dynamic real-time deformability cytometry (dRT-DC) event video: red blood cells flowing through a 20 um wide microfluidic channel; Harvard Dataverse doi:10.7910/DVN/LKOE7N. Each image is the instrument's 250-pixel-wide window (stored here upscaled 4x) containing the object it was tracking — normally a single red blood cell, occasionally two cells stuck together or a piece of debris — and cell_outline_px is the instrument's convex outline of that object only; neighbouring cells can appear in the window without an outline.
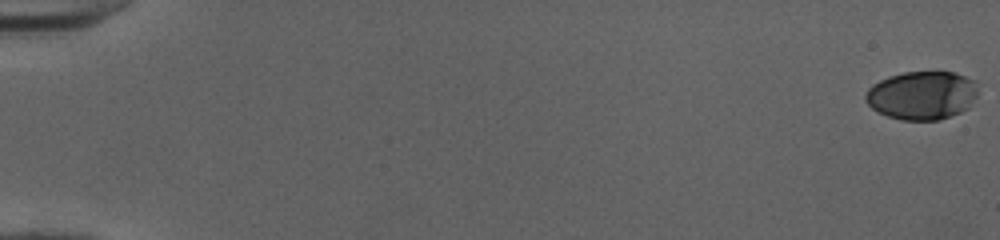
{"species": "human", "species_latin": "Homo sapiens", "temperature_condition": "cold", "stored_images_in_passage": 53, "camera_frame_rate_fps": 3000, "um_per_image_px": 0.085, "donor": {"sex": "female"}, "frame": {"image": 1, "passage_image": 1, "time_ms": 0.0, "image_size_px": [1000, 240], "cell_outline_px": [[976, 96], [968, 108], [960, 112], [940, 120], [900, 120], [888, 116], [872, 108], [864, 100], [864, 96], [868, 88], [872, 84], [888, 76], [904, 72], [952, 72], [976, 80]], "centroid_in_image_um": [78.35, 8.1], "position_along_channel_um": 6.7, "area_um2": 31.79}}
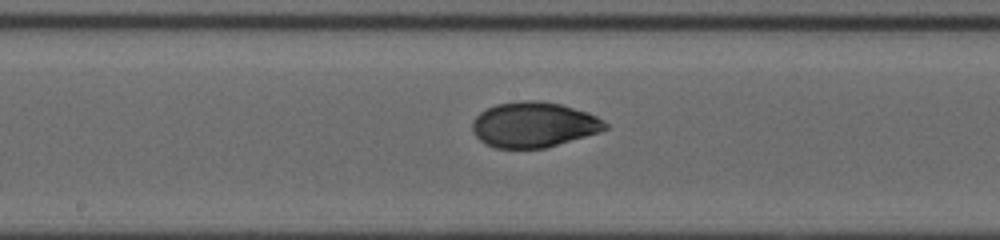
{"frame": {"image": 2, "passage_image": 30, "time_ms": 9.667, "image_size_px": [1000, 240], "cell_outline_px": [[608, 128], [600, 132], [544, 148], [496, 148], [484, 144], [472, 132], [472, 120], [480, 112], [496, 104], [524, 100], [540, 100], [560, 104], [588, 112], [604, 120], [608, 124]], "centroid_in_image_um": [45.36, 10.59], "position_along_channel_um": 202.8, "area_um2": 35.2}}
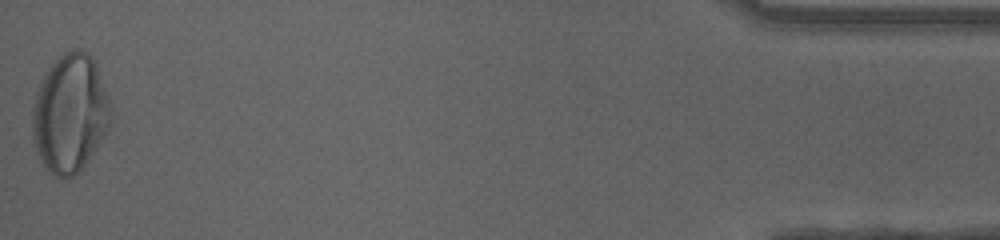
{"frame": {"image": 3, "passage_image": 53, "time_ms": 17.333, "image_size_px": [1000, 240], "cell_outline_px": [[116, 116], [104, 136], [96, 148], [84, 164], [72, 176], [64, 180], [48, 172], [40, 160], [36, 152], [32, 136], [32, 108], [36, 92], [40, 80], [48, 68], [64, 52], [72, 48], [80, 48], [88, 52], [96, 60]], "centroid_in_image_um": [5.98, 9.6], "position_along_channel_um": 429.2, "area_um2": 55.2}, "authors_computed_cell_mechanics": {"area_um2": 34.4488, "velocity_mm_per_s": 4.0382, "shape_relaxation_time_tau1_ms": 6.8529, "shape_relaxation_time_tau2_ms": 0.9188, "deformation_change_tau1": 0.2347, "deformation_change_tau2": 0.0409}}